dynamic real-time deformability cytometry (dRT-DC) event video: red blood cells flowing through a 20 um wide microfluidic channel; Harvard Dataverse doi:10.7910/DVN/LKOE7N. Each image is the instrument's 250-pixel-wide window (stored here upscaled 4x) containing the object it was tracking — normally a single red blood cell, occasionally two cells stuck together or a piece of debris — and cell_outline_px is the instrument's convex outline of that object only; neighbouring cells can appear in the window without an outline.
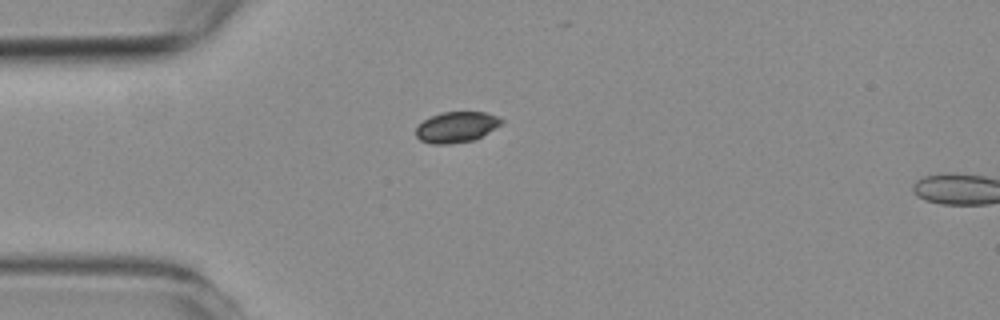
{"species": "common noctule bat (a hibernating species)", "species_latin": "Nyctalus noctula", "temperature_condition": "room temperature", "stored_images_in_passage": 6, "camera_frame_rate_fps": 3000, "um_per_image_px": 0.085, "animal": {"sex": "female", "body_mass_g": 19.3, "forearm_length_mm": 54.1}, "frame": {"image": 1, "passage_image": 6, "time_ms": 5.667, "image_size_px": [1000, 320], "cell_outline_px": [[504, 120], [500, 124], [476, 140], [452, 144], [432, 144], [420, 140], [416, 136], [416, 128], [424, 120], [440, 112], [484, 112], [500, 116]], "centroid_in_image_um": [38.81, 10.81], "position_along_channel_um": 46.2, "area_um2": 15.37}}